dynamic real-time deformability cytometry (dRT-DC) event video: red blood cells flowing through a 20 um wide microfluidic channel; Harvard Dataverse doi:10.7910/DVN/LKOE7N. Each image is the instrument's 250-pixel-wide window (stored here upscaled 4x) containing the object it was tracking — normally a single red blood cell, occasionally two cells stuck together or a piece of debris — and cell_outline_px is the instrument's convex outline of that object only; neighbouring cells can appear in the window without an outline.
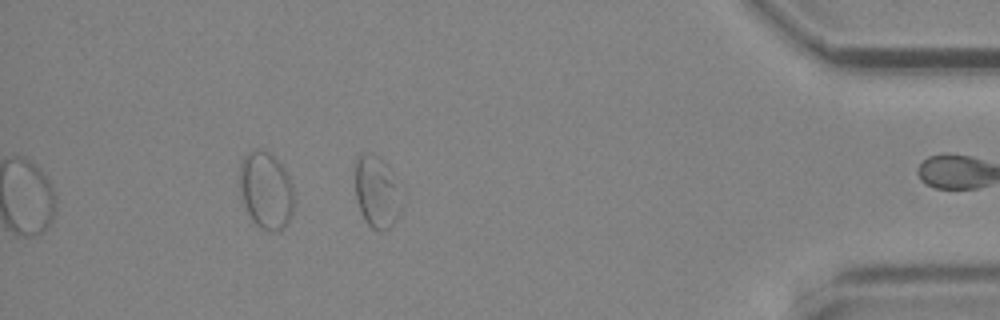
{"species": "common noctule bat (a hibernating species)", "species_latin": "Nyctalus noctula", "temperature_condition": "cold", "stored_images_in_passage": 42, "segment_of_instrument_passage": [2, 2], "camera_frame_rate_fps": 3000, "um_per_image_px": 0.085, "animal": {"sex": "male", "body_mass_g": 19.2, "forearm_length_mm": 51.8}, "frame": {"image": 1, "passage_image": 42, "time_ms": 13.667, "image_size_px": [1000, 320], "cell_outline_px": [[404, 204], [396, 220], [384, 232], [380, 232], [372, 228], [364, 220], [360, 212], [356, 200], [356, 160], [364, 152], [372, 152], [388, 164], [400, 180]], "centroid_in_image_um": [32.11, 16.31], "position_along_channel_um": 403.1, "area_um2": 20.46}}